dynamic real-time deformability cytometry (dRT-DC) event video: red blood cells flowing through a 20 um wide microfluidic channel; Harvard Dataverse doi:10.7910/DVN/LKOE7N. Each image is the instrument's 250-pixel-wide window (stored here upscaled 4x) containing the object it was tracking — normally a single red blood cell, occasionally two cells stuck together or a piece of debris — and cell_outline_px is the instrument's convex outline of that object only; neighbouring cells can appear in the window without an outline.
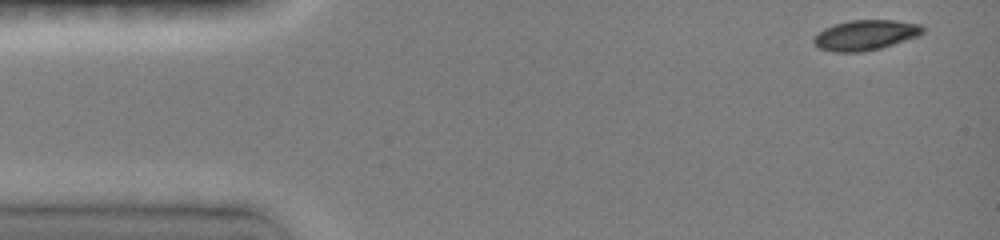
{"species": "common noctule bat (a hibernating species)", "species_latin": "Nyctalus noctula", "temperature_condition": "room temperature", "stored_images_in_passage": 7, "camera_frame_rate_fps": 3000, "um_per_image_px": 0.085, "animal": {"sex": "female", "body_mass_g": 19.0, "forearm_length_mm": 51.5}, "frame": {"image": 1, "passage_image": 1, "time_ms": 0.0, "image_size_px": [1000, 240], "cell_outline_px": [[924, 32], [920, 36], [880, 48], [860, 52], [832, 52], [820, 48], [812, 40], [812, 36], [824, 28], [836, 24], [852, 20], [896, 20], [920, 24], [924, 28]], "centroid_in_image_um": [73.57, 2.98], "position_along_channel_um": 11.4, "area_um2": 19.25}}
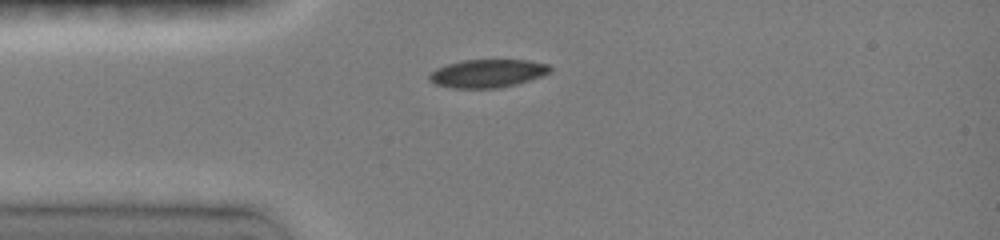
{"frame": {"image": 2, "passage_image": 5, "time_ms": 3.0, "image_size_px": [1000, 240], "cell_outline_px": [[552, 72], [516, 84], [500, 88], [452, 88], [436, 84], [428, 80], [428, 76], [436, 68], [460, 60], [528, 60], [548, 64], [552, 68]], "centroid_in_image_um": [41.44, 6.24], "position_along_channel_um": 43.6, "area_um2": 19.83}}